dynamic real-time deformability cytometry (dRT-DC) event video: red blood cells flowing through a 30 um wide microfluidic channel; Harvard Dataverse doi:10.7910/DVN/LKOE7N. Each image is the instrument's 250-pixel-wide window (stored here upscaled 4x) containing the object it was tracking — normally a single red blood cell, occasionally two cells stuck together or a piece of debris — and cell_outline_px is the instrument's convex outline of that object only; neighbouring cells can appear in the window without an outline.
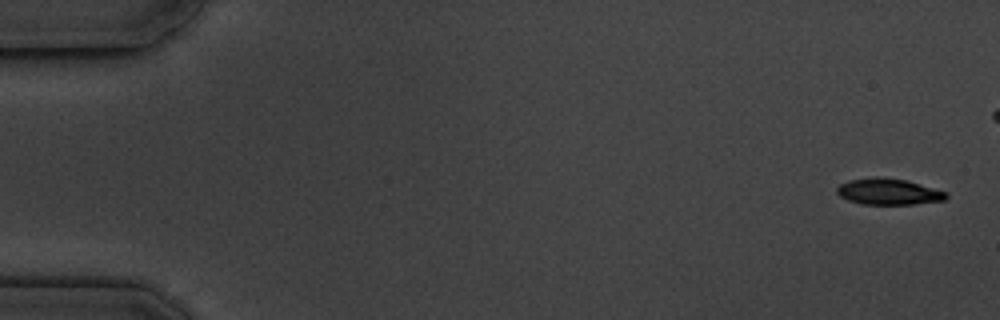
{"species": "common noctule bat (a hibernating species)", "species_latin": "Nyctalus noctula", "temperature_condition": "cold", "stored_images_in_passage": 9, "camera_frame_rate_fps": 3000, "um_per_image_px": 0.085, "animal": {"sex": "male", "body_mass_g": 19.5, "forearm_length_mm": 54.6}, "frame": {"image": 1, "passage_image": 1, "time_ms": 0.0, "image_size_px": [1000, 320], "cell_outline_px": [[948, 196], [944, 200], [912, 204], [860, 204], [848, 200], [840, 196], [836, 192], [836, 188], [840, 184], [848, 180], [876, 176], [880, 176], [908, 180], [948, 192]], "centroid_in_image_um": [75.51, 16.27], "position_along_channel_um": 9.5, "area_um2": 16.88}}
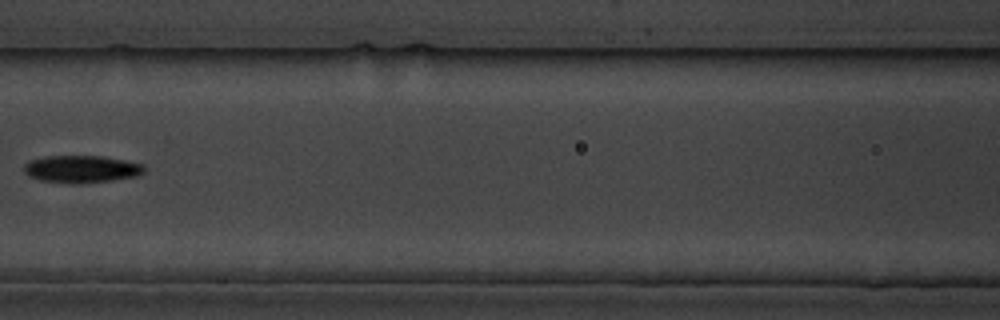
{"frame": {"image": 2, "passage_image": 8, "time_ms": 8.0, "image_size_px": [1000, 320], "cell_outline_px": [[144, 172], [136, 176], [112, 180], [80, 184], [40, 180], [28, 176], [24, 172], [24, 164], [28, 160], [44, 156], [100, 156], [124, 160], [144, 164]], "centroid_in_image_um": [6.89, 14.36], "position_along_channel_um": 159.7, "area_um2": 19.19}}
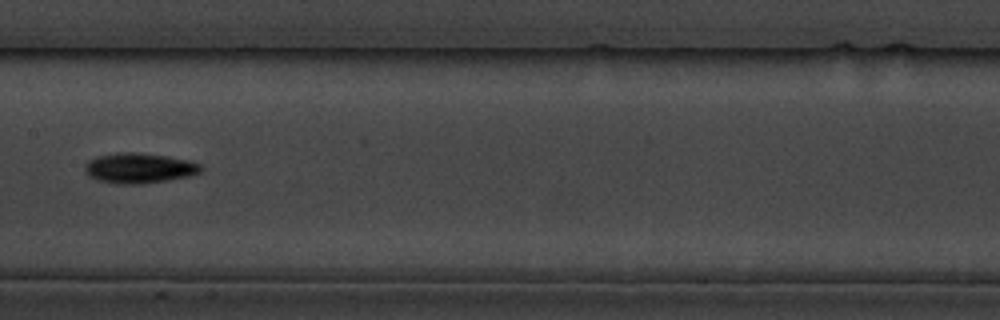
{"frame": {"image": 3, "passage_image": 9, "time_ms": 9.0, "image_size_px": [1000, 320], "cell_outline_px": [[204, 168], [200, 172], [192, 176], [168, 180], [140, 184], [116, 184], [96, 180], [88, 176], [84, 172], [84, 168], [88, 160], [96, 156], [116, 152], [136, 152], [168, 156], [192, 160], [200, 164]], "centroid_in_image_um": [11.83, 14.28], "position_along_channel_um": 195.6, "area_um2": 20.92}}